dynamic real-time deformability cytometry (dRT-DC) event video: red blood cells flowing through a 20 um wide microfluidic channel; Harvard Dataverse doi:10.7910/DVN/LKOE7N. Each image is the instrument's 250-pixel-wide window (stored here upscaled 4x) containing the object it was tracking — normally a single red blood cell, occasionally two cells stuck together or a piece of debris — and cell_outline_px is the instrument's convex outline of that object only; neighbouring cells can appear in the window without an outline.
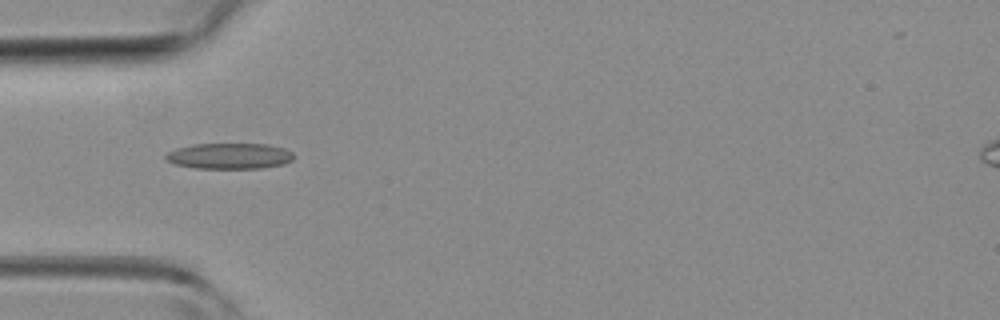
{"species": "common noctule bat (a hibernating species)", "species_latin": "Nyctalus noctula", "temperature_condition": "room temperature", "stored_images_in_passage": 33, "camera_frame_rate_fps": 3000, "um_per_image_px": 0.085, "animal": {"sex": "female", "body_mass_g": 19.3, "forearm_length_mm": 54.1}, "frame": {"image": 1, "passage_image": 1, "time_ms": 0.0, "image_size_px": [1000, 320], "cell_outline_px": [[296, 156], [292, 160], [284, 164], [260, 168], [196, 168], [176, 164], [168, 160], [164, 156], [168, 152], [176, 148], [192, 144], [268, 144], [284, 148], [292, 152]], "centroid_in_image_um": [19.54, 13.25], "position_along_channel_um": 65.5, "area_um2": 19.25}}
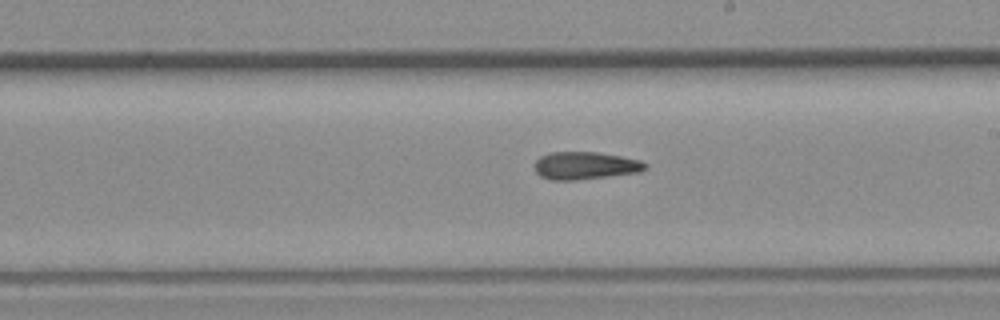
{"frame": {"image": 2, "passage_image": 13, "time_ms": 4.0, "image_size_px": [1000, 320], "cell_outline_px": [[648, 164], [640, 172], [572, 180], [552, 180], [540, 176], [536, 172], [536, 160], [540, 156], [548, 152], [596, 152], [620, 156], [640, 160]], "centroid_in_image_um": [49.72, 14.06], "position_along_channel_um": 239.3, "area_um2": 17.57}}
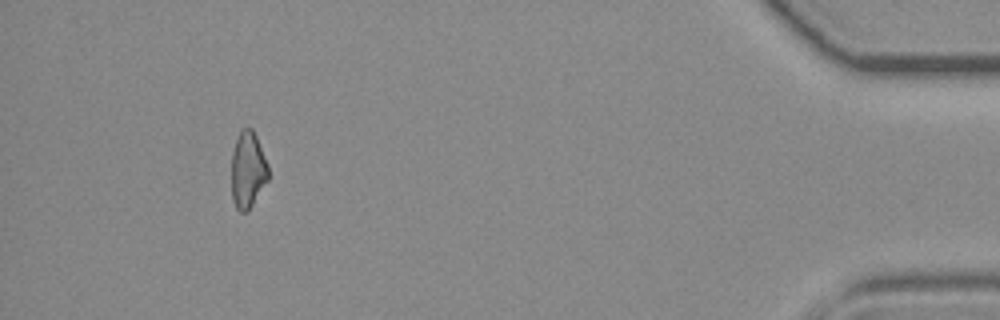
{"frame": {"image": 3, "passage_image": 30, "time_ms": 9.667, "image_size_px": [1000, 320], "cell_outline_px": [[268, 180], [248, 212], [240, 212], [236, 208], [232, 200], [232, 152], [236, 140], [240, 132], [244, 128], [252, 128], [256, 136], [268, 164]], "centroid_in_image_um": [21.06, 14.48], "position_along_channel_um": 414.1, "area_um2": 16.42}}